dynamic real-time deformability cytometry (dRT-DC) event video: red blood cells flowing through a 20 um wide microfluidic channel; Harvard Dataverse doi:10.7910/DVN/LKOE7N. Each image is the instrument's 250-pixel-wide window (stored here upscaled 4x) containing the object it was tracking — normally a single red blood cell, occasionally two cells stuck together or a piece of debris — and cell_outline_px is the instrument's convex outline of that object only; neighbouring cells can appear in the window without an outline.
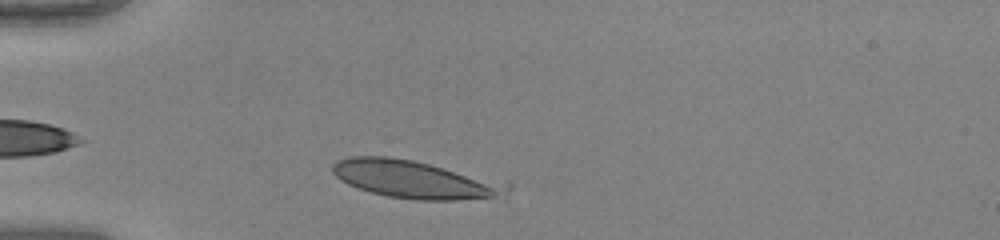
{"species": "human", "species_latin": "Homo sapiens", "temperature_condition": "warm", "stored_images_in_passage": 9, "camera_frame_rate_fps": 3000, "um_per_image_px": 0.085, "donor": {"sex": "female"}, "frame": {"image": 1, "passage_image": 3, "time_ms": 0.667, "image_size_px": [1000, 240], "cell_outline_px": [[512, 188], [508, 204], [416, 200], [388, 196], [356, 188], [340, 180], [332, 172], [332, 164], [336, 160], [348, 156], [384, 156], [412, 160], [512, 184]], "centroid_in_image_um": [35.57, 15.36], "position_along_channel_um": 49.4, "area_um2": 40.63}}
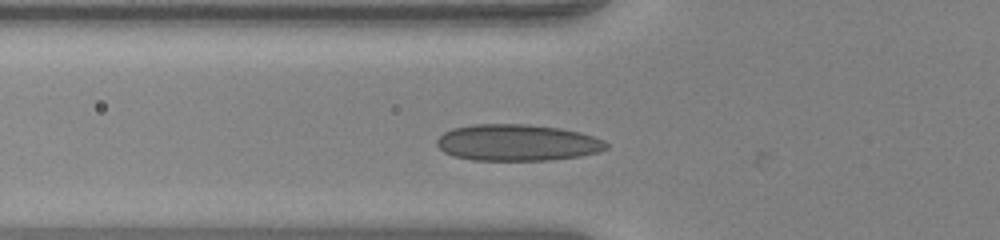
{"frame": {"image": 2, "passage_image": 7, "time_ms": 2.0, "image_size_px": [1000, 240], "cell_outline_px": [[608, 148], [600, 152], [580, 156], [552, 160], [472, 160], [452, 156], [444, 152], [436, 144], [436, 140], [444, 132], [452, 128], [476, 124], [528, 124], [560, 128], [580, 132], [604, 140], [608, 144]], "centroid_in_image_um": [43.97, 12.13], "position_along_channel_um": 81.8, "area_um2": 36.24}}